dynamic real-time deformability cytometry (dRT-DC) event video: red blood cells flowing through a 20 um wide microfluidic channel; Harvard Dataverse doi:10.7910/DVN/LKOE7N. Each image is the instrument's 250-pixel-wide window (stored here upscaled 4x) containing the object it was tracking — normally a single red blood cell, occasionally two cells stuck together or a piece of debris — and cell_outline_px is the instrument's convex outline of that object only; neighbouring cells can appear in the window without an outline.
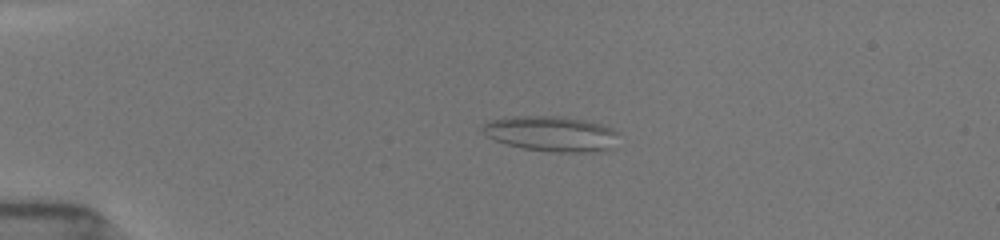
{"species": "common noctule bat (a hibernating species)", "species_latin": "Nyctalus noctula", "temperature_condition": "room temperature", "stored_images_in_passage": 55, "camera_frame_rate_fps": 3000, "um_per_image_px": 0.085, "animal": {"sex": "female", "body_mass_g": 19.5, "forearm_length_mm": 54.1}, "frame": {"image": 1, "passage_image": 14, "time_ms": 4.333, "image_size_px": [1000, 240], "cell_outline_px": [[616, 132], [612, 148], [600, 152], [548, 152], [520, 148], [484, 136], [484, 124], [492, 120], [512, 116], [560, 116], [584, 120], [608, 128]], "centroid_in_image_um": [46.81, 11.38], "position_along_channel_um": 38.2, "area_um2": 27.63}}
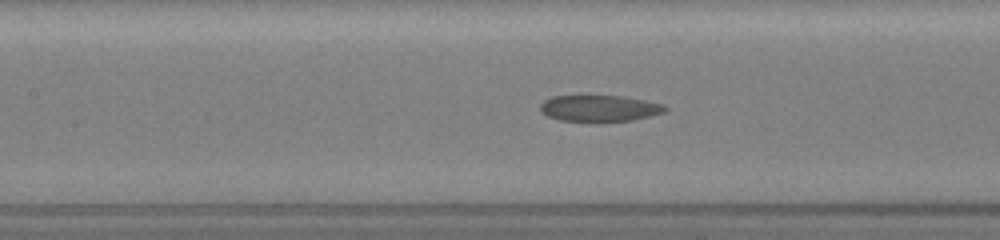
{"frame": {"image": 2, "passage_image": 27, "time_ms": 8.667, "image_size_px": [1000, 240], "cell_outline_px": [[668, 108], [664, 112], [632, 120], [596, 124], [560, 120], [548, 116], [540, 108], [540, 104], [544, 100], [552, 96], [580, 92], [588, 92], [620, 96], [644, 100], [664, 104]], "centroid_in_image_um": [50.88, 9.18], "position_along_channel_um": 156.5, "area_um2": 20.69}}
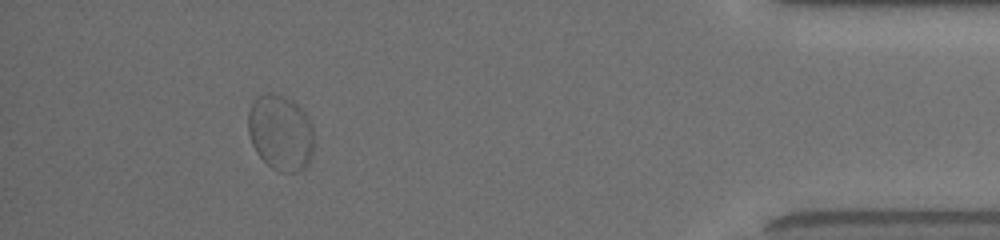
{"frame": {"image": 3, "passage_image": 51, "time_ms": 16.667, "image_size_px": [1000, 240], "cell_outline_px": [[312, 152], [304, 168], [296, 172], [280, 172], [272, 168], [256, 152], [252, 144], [248, 132], [248, 112], [252, 100], [256, 96], [268, 92], [284, 96], [292, 100], [304, 112], [312, 124]], "centroid_in_image_um": [23.81, 11.24], "position_along_channel_um": 411.4, "area_um2": 28.96}}